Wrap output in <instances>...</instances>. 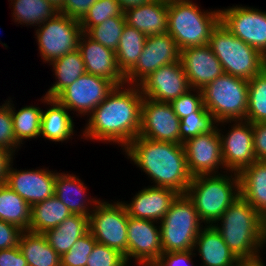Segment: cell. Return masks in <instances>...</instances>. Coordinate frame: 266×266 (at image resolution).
Returning <instances> with one entry per match:
<instances>
[{
	"instance_id": "cell-18",
	"label": "cell",
	"mask_w": 266,
	"mask_h": 266,
	"mask_svg": "<svg viewBox=\"0 0 266 266\" xmlns=\"http://www.w3.org/2000/svg\"><path fill=\"white\" fill-rule=\"evenodd\" d=\"M156 221L128 218L127 263L134 258L137 263H155L162 255L160 227Z\"/></svg>"
},
{
	"instance_id": "cell-34",
	"label": "cell",
	"mask_w": 266,
	"mask_h": 266,
	"mask_svg": "<svg viewBox=\"0 0 266 266\" xmlns=\"http://www.w3.org/2000/svg\"><path fill=\"white\" fill-rule=\"evenodd\" d=\"M11 5L14 11V22L26 24V26L38 25L39 27L46 20L52 19L59 13V10L47 0H11Z\"/></svg>"
},
{
	"instance_id": "cell-16",
	"label": "cell",
	"mask_w": 266,
	"mask_h": 266,
	"mask_svg": "<svg viewBox=\"0 0 266 266\" xmlns=\"http://www.w3.org/2000/svg\"><path fill=\"white\" fill-rule=\"evenodd\" d=\"M234 122V126L232 125L226 135L221 134V130L219 133L224 170L239 174L257 159L254 154L252 123L247 120H234Z\"/></svg>"
},
{
	"instance_id": "cell-20",
	"label": "cell",
	"mask_w": 266,
	"mask_h": 266,
	"mask_svg": "<svg viewBox=\"0 0 266 266\" xmlns=\"http://www.w3.org/2000/svg\"><path fill=\"white\" fill-rule=\"evenodd\" d=\"M78 50L84 61L86 73L105 78L115 86L125 84V75L118 66L114 50L94 41L84 32L79 39Z\"/></svg>"
},
{
	"instance_id": "cell-17",
	"label": "cell",
	"mask_w": 266,
	"mask_h": 266,
	"mask_svg": "<svg viewBox=\"0 0 266 266\" xmlns=\"http://www.w3.org/2000/svg\"><path fill=\"white\" fill-rule=\"evenodd\" d=\"M138 86L143 97L166 103L191 89L181 61L161 66Z\"/></svg>"
},
{
	"instance_id": "cell-13",
	"label": "cell",
	"mask_w": 266,
	"mask_h": 266,
	"mask_svg": "<svg viewBox=\"0 0 266 266\" xmlns=\"http://www.w3.org/2000/svg\"><path fill=\"white\" fill-rule=\"evenodd\" d=\"M178 61L180 50L169 33L149 36L136 65L125 75V84L139 85L161 66Z\"/></svg>"
},
{
	"instance_id": "cell-28",
	"label": "cell",
	"mask_w": 266,
	"mask_h": 266,
	"mask_svg": "<svg viewBox=\"0 0 266 266\" xmlns=\"http://www.w3.org/2000/svg\"><path fill=\"white\" fill-rule=\"evenodd\" d=\"M89 231V216L72 214L57 227L44 235L49 245L60 255L68 252L72 245Z\"/></svg>"
},
{
	"instance_id": "cell-26",
	"label": "cell",
	"mask_w": 266,
	"mask_h": 266,
	"mask_svg": "<svg viewBox=\"0 0 266 266\" xmlns=\"http://www.w3.org/2000/svg\"><path fill=\"white\" fill-rule=\"evenodd\" d=\"M44 103L49 108L42 112L40 137L43 136L47 140L55 142H63L72 138L74 134L73 117L70 116L69 110L59 103L55 98L43 97Z\"/></svg>"
},
{
	"instance_id": "cell-50",
	"label": "cell",
	"mask_w": 266,
	"mask_h": 266,
	"mask_svg": "<svg viewBox=\"0 0 266 266\" xmlns=\"http://www.w3.org/2000/svg\"><path fill=\"white\" fill-rule=\"evenodd\" d=\"M149 1L151 0H118L123 11L132 7H137L141 4H145Z\"/></svg>"
},
{
	"instance_id": "cell-22",
	"label": "cell",
	"mask_w": 266,
	"mask_h": 266,
	"mask_svg": "<svg viewBox=\"0 0 266 266\" xmlns=\"http://www.w3.org/2000/svg\"><path fill=\"white\" fill-rule=\"evenodd\" d=\"M179 195L177 191L171 188L153 185L139 191L130 203L123 202V204L128 216L153 220L158 223L157 221L162 220Z\"/></svg>"
},
{
	"instance_id": "cell-30",
	"label": "cell",
	"mask_w": 266,
	"mask_h": 266,
	"mask_svg": "<svg viewBox=\"0 0 266 266\" xmlns=\"http://www.w3.org/2000/svg\"><path fill=\"white\" fill-rule=\"evenodd\" d=\"M72 213L57 197L52 196L43 202L31 207V220L29 231L45 233L47 230L57 227Z\"/></svg>"
},
{
	"instance_id": "cell-49",
	"label": "cell",
	"mask_w": 266,
	"mask_h": 266,
	"mask_svg": "<svg viewBox=\"0 0 266 266\" xmlns=\"http://www.w3.org/2000/svg\"><path fill=\"white\" fill-rule=\"evenodd\" d=\"M11 151L0 146V187L6 184L10 165L13 163Z\"/></svg>"
},
{
	"instance_id": "cell-32",
	"label": "cell",
	"mask_w": 266,
	"mask_h": 266,
	"mask_svg": "<svg viewBox=\"0 0 266 266\" xmlns=\"http://www.w3.org/2000/svg\"><path fill=\"white\" fill-rule=\"evenodd\" d=\"M0 220L29 231L31 206L6 184L0 187Z\"/></svg>"
},
{
	"instance_id": "cell-44",
	"label": "cell",
	"mask_w": 266,
	"mask_h": 266,
	"mask_svg": "<svg viewBox=\"0 0 266 266\" xmlns=\"http://www.w3.org/2000/svg\"><path fill=\"white\" fill-rule=\"evenodd\" d=\"M23 232L20 227L0 220V250L18 246Z\"/></svg>"
},
{
	"instance_id": "cell-14",
	"label": "cell",
	"mask_w": 266,
	"mask_h": 266,
	"mask_svg": "<svg viewBox=\"0 0 266 266\" xmlns=\"http://www.w3.org/2000/svg\"><path fill=\"white\" fill-rule=\"evenodd\" d=\"M150 140L180 144V118L171 103L143 98L139 135Z\"/></svg>"
},
{
	"instance_id": "cell-2",
	"label": "cell",
	"mask_w": 266,
	"mask_h": 266,
	"mask_svg": "<svg viewBox=\"0 0 266 266\" xmlns=\"http://www.w3.org/2000/svg\"><path fill=\"white\" fill-rule=\"evenodd\" d=\"M123 150L134 164L154 180L155 187H167L179 194H186L192 176L187 168L183 144L138 136Z\"/></svg>"
},
{
	"instance_id": "cell-35",
	"label": "cell",
	"mask_w": 266,
	"mask_h": 266,
	"mask_svg": "<svg viewBox=\"0 0 266 266\" xmlns=\"http://www.w3.org/2000/svg\"><path fill=\"white\" fill-rule=\"evenodd\" d=\"M10 101L11 99L9 100V107L12 113L13 129L17 141L23 144L22 142L25 139L39 137L43 109L28 105L17 112L13 107L14 104Z\"/></svg>"
},
{
	"instance_id": "cell-15",
	"label": "cell",
	"mask_w": 266,
	"mask_h": 266,
	"mask_svg": "<svg viewBox=\"0 0 266 266\" xmlns=\"http://www.w3.org/2000/svg\"><path fill=\"white\" fill-rule=\"evenodd\" d=\"M183 146L187 168L192 177L218 174L219 166L221 169L225 168L218 127L211 132L187 139Z\"/></svg>"
},
{
	"instance_id": "cell-33",
	"label": "cell",
	"mask_w": 266,
	"mask_h": 266,
	"mask_svg": "<svg viewBox=\"0 0 266 266\" xmlns=\"http://www.w3.org/2000/svg\"><path fill=\"white\" fill-rule=\"evenodd\" d=\"M146 38L142 32L125 24L115 51L118 66L124 75L136 65L143 51Z\"/></svg>"
},
{
	"instance_id": "cell-25",
	"label": "cell",
	"mask_w": 266,
	"mask_h": 266,
	"mask_svg": "<svg viewBox=\"0 0 266 266\" xmlns=\"http://www.w3.org/2000/svg\"><path fill=\"white\" fill-rule=\"evenodd\" d=\"M238 175L240 196L266 221V161H255Z\"/></svg>"
},
{
	"instance_id": "cell-31",
	"label": "cell",
	"mask_w": 266,
	"mask_h": 266,
	"mask_svg": "<svg viewBox=\"0 0 266 266\" xmlns=\"http://www.w3.org/2000/svg\"><path fill=\"white\" fill-rule=\"evenodd\" d=\"M56 82L46 92L48 98H55L62 90L71 85L76 79L86 73L84 61L78 49L53 60Z\"/></svg>"
},
{
	"instance_id": "cell-43",
	"label": "cell",
	"mask_w": 266,
	"mask_h": 266,
	"mask_svg": "<svg viewBox=\"0 0 266 266\" xmlns=\"http://www.w3.org/2000/svg\"><path fill=\"white\" fill-rule=\"evenodd\" d=\"M196 92L197 94L192 93ZM194 94V95H193ZM176 115L181 119L191 113L196 112L202 105V91L199 89H190L185 94H182L177 99L171 102Z\"/></svg>"
},
{
	"instance_id": "cell-1",
	"label": "cell",
	"mask_w": 266,
	"mask_h": 266,
	"mask_svg": "<svg viewBox=\"0 0 266 266\" xmlns=\"http://www.w3.org/2000/svg\"><path fill=\"white\" fill-rule=\"evenodd\" d=\"M115 86L89 115L83 135L87 139L115 142L125 148L138 137L143 95L138 85Z\"/></svg>"
},
{
	"instance_id": "cell-27",
	"label": "cell",
	"mask_w": 266,
	"mask_h": 266,
	"mask_svg": "<svg viewBox=\"0 0 266 266\" xmlns=\"http://www.w3.org/2000/svg\"><path fill=\"white\" fill-rule=\"evenodd\" d=\"M87 187L76 175L57 173L55 180L54 196L63 202L72 214L89 216L92 212L87 204L93 203V207L100 201L94 198L86 199ZM85 198V199H84ZM86 200H88L86 202Z\"/></svg>"
},
{
	"instance_id": "cell-37",
	"label": "cell",
	"mask_w": 266,
	"mask_h": 266,
	"mask_svg": "<svg viewBox=\"0 0 266 266\" xmlns=\"http://www.w3.org/2000/svg\"><path fill=\"white\" fill-rule=\"evenodd\" d=\"M217 121L202 105L196 112L180 119V144L199 134L211 132Z\"/></svg>"
},
{
	"instance_id": "cell-55",
	"label": "cell",
	"mask_w": 266,
	"mask_h": 266,
	"mask_svg": "<svg viewBox=\"0 0 266 266\" xmlns=\"http://www.w3.org/2000/svg\"><path fill=\"white\" fill-rule=\"evenodd\" d=\"M152 1H161V2H167L168 3V0H152Z\"/></svg>"
},
{
	"instance_id": "cell-52",
	"label": "cell",
	"mask_w": 266,
	"mask_h": 266,
	"mask_svg": "<svg viewBox=\"0 0 266 266\" xmlns=\"http://www.w3.org/2000/svg\"><path fill=\"white\" fill-rule=\"evenodd\" d=\"M47 1L58 10H60L64 4V0H47Z\"/></svg>"
},
{
	"instance_id": "cell-4",
	"label": "cell",
	"mask_w": 266,
	"mask_h": 266,
	"mask_svg": "<svg viewBox=\"0 0 266 266\" xmlns=\"http://www.w3.org/2000/svg\"><path fill=\"white\" fill-rule=\"evenodd\" d=\"M233 175L219 173L192 177L186 195L205 225L216 224L225 210L240 197L239 175Z\"/></svg>"
},
{
	"instance_id": "cell-11",
	"label": "cell",
	"mask_w": 266,
	"mask_h": 266,
	"mask_svg": "<svg viewBox=\"0 0 266 266\" xmlns=\"http://www.w3.org/2000/svg\"><path fill=\"white\" fill-rule=\"evenodd\" d=\"M220 21L234 36L266 57V12L236 5L220 9Z\"/></svg>"
},
{
	"instance_id": "cell-23",
	"label": "cell",
	"mask_w": 266,
	"mask_h": 266,
	"mask_svg": "<svg viewBox=\"0 0 266 266\" xmlns=\"http://www.w3.org/2000/svg\"><path fill=\"white\" fill-rule=\"evenodd\" d=\"M126 24L146 37L166 34L168 30V3L149 1L124 11Z\"/></svg>"
},
{
	"instance_id": "cell-53",
	"label": "cell",
	"mask_w": 266,
	"mask_h": 266,
	"mask_svg": "<svg viewBox=\"0 0 266 266\" xmlns=\"http://www.w3.org/2000/svg\"><path fill=\"white\" fill-rule=\"evenodd\" d=\"M174 2H191V0H168V3H174Z\"/></svg>"
},
{
	"instance_id": "cell-5",
	"label": "cell",
	"mask_w": 266,
	"mask_h": 266,
	"mask_svg": "<svg viewBox=\"0 0 266 266\" xmlns=\"http://www.w3.org/2000/svg\"><path fill=\"white\" fill-rule=\"evenodd\" d=\"M208 45L225 74L249 81L266 68V57L234 36L221 21L213 29Z\"/></svg>"
},
{
	"instance_id": "cell-21",
	"label": "cell",
	"mask_w": 266,
	"mask_h": 266,
	"mask_svg": "<svg viewBox=\"0 0 266 266\" xmlns=\"http://www.w3.org/2000/svg\"><path fill=\"white\" fill-rule=\"evenodd\" d=\"M180 61L191 89L202 90L224 73L209 45L181 50Z\"/></svg>"
},
{
	"instance_id": "cell-29",
	"label": "cell",
	"mask_w": 266,
	"mask_h": 266,
	"mask_svg": "<svg viewBox=\"0 0 266 266\" xmlns=\"http://www.w3.org/2000/svg\"><path fill=\"white\" fill-rule=\"evenodd\" d=\"M18 246L29 266H61V256L43 233L24 231Z\"/></svg>"
},
{
	"instance_id": "cell-10",
	"label": "cell",
	"mask_w": 266,
	"mask_h": 266,
	"mask_svg": "<svg viewBox=\"0 0 266 266\" xmlns=\"http://www.w3.org/2000/svg\"><path fill=\"white\" fill-rule=\"evenodd\" d=\"M39 27L35 35L44 62L51 63L78 49L79 39L83 33L79 20L58 13Z\"/></svg>"
},
{
	"instance_id": "cell-3",
	"label": "cell",
	"mask_w": 266,
	"mask_h": 266,
	"mask_svg": "<svg viewBox=\"0 0 266 266\" xmlns=\"http://www.w3.org/2000/svg\"><path fill=\"white\" fill-rule=\"evenodd\" d=\"M220 222L221 226L218 225ZM219 231L229 250L240 260L260 258L266 243V221L241 196L217 220Z\"/></svg>"
},
{
	"instance_id": "cell-46",
	"label": "cell",
	"mask_w": 266,
	"mask_h": 266,
	"mask_svg": "<svg viewBox=\"0 0 266 266\" xmlns=\"http://www.w3.org/2000/svg\"><path fill=\"white\" fill-rule=\"evenodd\" d=\"M193 254L196 255V253H193V250L163 252L161 257L155 262V264L157 266H187L186 264L193 266V263L191 261Z\"/></svg>"
},
{
	"instance_id": "cell-12",
	"label": "cell",
	"mask_w": 266,
	"mask_h": 266,
	"mask_svg": "<svg viewBox=\"0 0 266 266\" xmlns=\"http://www.w3.org/2000/svg\"><path fill=\"white\" fill-rule=\"evenodd\" d=\"M114 87L115 85L105 78L85 73L62 90L55 99L68 110L89 117Z\"/></svg>"
},
{
	"instance_id": "cell-8",
	"label": "cell",
	"mask_w": 266,
	"mask_h": 266,
	"mask_svg": "<svg viewBox=\"0 0 266 266\" xmlns=\"http://www.w3.org/2000/svg\"><path fill=\"white\" fill-rule=\"evenodd\" d=\"M201 223L193 202L180 194L160 221L163 252L194 250Z\"/></svg>"
},
{
	"instance_id": "cell-9",
	"label": "cell",
	"mask_w": 266,
	"mask_h": 266,
	"mask_svg": "<svg viewBox=\"0 0 266 266\" xmlns=\"http://www.w3.org/2000/svg\"><path fill=\"white\" fill-rule=\"evenodd\" d=\"M128 214L123 202L99 201L89 215V231L98 243L118 250L127 262Z\"/></svg>"
},
{
	"instance_id": "cell-47",
	"label": "cell",
	"mask_w": 266,
	"mask_h": 266,
	"mask_svg": "<svg viewBox=\"0 0 266 266\" xmlns=\"http://www.w3.org/2000/svg\"><path fill=\"white\" fill-rule=\"evenodd\" d=\"M254 154L257 161H266V122L252 124Z\"/></svg>"
},
{
	"instance_id": "cell-54",
	"label": "cell",
	"mask_w": 266,
	"mask_h": 266,
	"mask_svg": "<svg viewBox=\"0 0 266 266\" xmlns=\"http://www.w3.org/2000/svg\"><path fill=\"white\" fill-rule=\"evenodd\" d=\"M157 266L155 263H139V266Z\"/></svg>"
},
{
	"instance_id": "cell-6",
	"label": "cell",
	"mask_w": 266,
	"mask_h": 266,
	"mask_svg": "<svg viewBox=\"0 0 266 266\" xmlns=\"http://www.w3.org/2000/svg\"><path fill=\"white\" fill-rule=\"evenodd\" d=\"M220 22V10L201 11L191 2L168 3V30L181 51L188 47L205 46L213 29Z\"/></svg>"
},
{
	"instance_id": "cell-45",
	"label": "cell",
	"mask_w": 266,
	"mask_h": 266,
	"mask_svg": "<svg viewBox=\"0 0 266 266\" xmlns=\"http://www.w3.org/2000/svg\"><path fill=\"white\" fill-rule=\"evenodd\" d=\"M96 1L97 0H64L63 7L59 10V13L80 21Z\"/></svg>"
},
{
	"instance_id": "cell-42",
	"label": "cell",
	"mask_w": 266,
	"mask_h": 266,
	"mask_svg": "<svg viewBox=\"0 0 266 266\" xmlns=\"http://www.w3.org/2000/svg\"><path fill=\"white\" fill-rule=\"evenodd\" d=\"M6 102L0 106V146L14 154L16 148L20 147L21 144L14 134L9 100H6Z\"/></svg>"
},
{
	"instance_id": "cell-41",
	"label": "cell",
	"mask_w": 266,
	"mask_h": 266,
	"mask_svg": "<svg viewBox=\"0 0 266 266\" xmlns=\"http://www.w3.org/2000/svg\"><path fill=\"white\" fill-rule=\"evenodd\" d=\"M86 266H127V262L118 250L96 242Z\"/></svg>"
},
{
	"instance_id": "cell-24",
	"label": "cell",
	"mask_w": 266,
	"mask_h": 266,
	"mask_svg": "<svg viewBox=\"0 0 266 266\" xmlns=\"http://www.w3.org/2000/svg\"><path fill=\"white\" fill-rule=\"evenodd\" d=\"M203 266H237L240 261L226 245L214 225L201 228L194 244Z\"/></svg>"
},
{
	"instance_id": "cell-48",
	"label": "cell",
	"mask_w": 266,
	"mask_h": 266,
	"mask_svg": "<svg viewBox=\"0 0 266 266\" xmlns=\"http://www.w3.org/2000/svg\"><path fill=\"white\" fill-rule=\"evenodd\" d=\"M0 266H29L19 246L0 250Z\"/></svg>"
},
{
	"instance_id": "cell-39",
	"label": "cell",
	"mask_w": 266,
	"mask_h": 266,
	"mask_svg": "<svg viewBox=\"0 0 266 266\" xmlns=\"http://www.w3.org/2000/svg\"><path fill=\"white\" fill-rule=\"evenodd\" d=\"M124 13L118 0H97L80 20L81 29L86 33L92 26L103 23L108 18Z\"/></svg>"
},
{
	"instance_id": "cell-19",
	"label": "cell",
	"mask_w": 266,
	"mask_h": 266,
	"mask_svg": "<svg viewBox=\"0 0 266 266\" xmlns=\"http://www.w3.org/2000/svg\"><path fill=\"white\" fill-rule=\"evenodd\" d=\"M10 165L6 185L31 207L54 196L57 172L46 169L17 170Z\"/></svg>"
},
{
	"instance_id": "cell-7",
	"label": "cell",
	"mask_w": 266,
	"mask_h": 266,
	"mask_svg": "<svg viewBox=\"0 0 266 266\" xmlns=\"http://www.w3.org/2000/svg\"><path fill=\"white\" fill-rule=\"evenodd\" d=\"M249 81L223 73L205 86L203 105L219 123L245 120L248 108Z\"/></svg>"
},
{
	"instance_id": "cell-36",
	"label": "cell",
	"mask_w": 266,
	"mask_h": 266,
	"mask_svg": "<svg viewBox=\"0 0 266 266\" xmlns=\"http://www.w3.org/2000/svg\"><path fill=\"white\" fill-rule=\"evenodd\" d=\"M245 120L252 124L266 122V68L249 80Z\"/></svg>"
},
{
	"instance_id": "cell-38",
	"label": "cell",
	"mask_w": 266,
	"mask_h": 266,
	"mask_svg": "<svg viewBox=\"0 0 266 266\" xmlns=\"http://www.w3.org/2000/svg\"><path fill=\"white\" fill-rule=\"evenodd\" d=\"M125 24L123 13L121 16L108 18L103 23L92 26L86 34L94 41L116 51Z\"/></svg>"
},
{
	"instance_id": "cell-51",
	"label": "cell",
	"mask_w": 266,
	"mask_h": 266,
	"mask_svg": "<svg viewBox=\"0 0 266 266\" xmlns=\"http://www.w3.org/2000/svg\"><path fill=\"white\" fill-rule=\"evenodd\" d=\"M237 266H265L262 257L255 260H243L237 263Z\"/></svg>"
},
{
	"instance_id": "cell-40",
	"label": "cell",
	"mask_w": 266,
	"mask_h": 266,
	"mask_svg": "<svg viewBox=\"0 0 266 266\" xmlns=\"http://www.w3.org/2000/svg\"><path fill=\"white\" fill-rule=\"evenodd\" d=\"M96 242L94 236L88 231L61 256V266H86L88 256Z\"/></svg>"
}]
</instances>
